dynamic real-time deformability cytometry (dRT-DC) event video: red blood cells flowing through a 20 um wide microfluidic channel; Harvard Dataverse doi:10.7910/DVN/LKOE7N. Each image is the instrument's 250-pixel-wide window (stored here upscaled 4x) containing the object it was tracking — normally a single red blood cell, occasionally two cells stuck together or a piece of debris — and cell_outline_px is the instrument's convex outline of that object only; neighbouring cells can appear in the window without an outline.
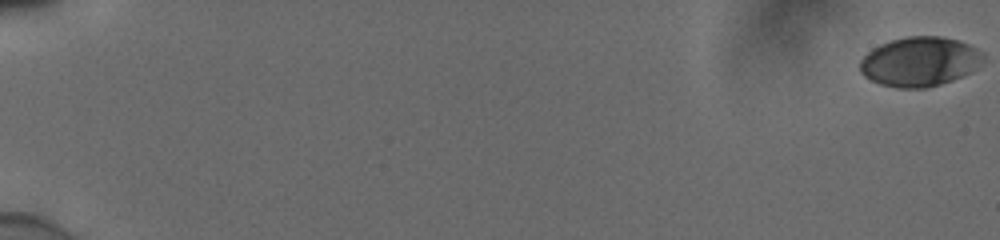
{"species": "human", "species_latin": "Homo sapiens", "temperature_condition": "cold", "stored_images_in_passage": 57, "camera_frame_rate_fps": 3000, "um_per_image_px": 0.085, "donor": {"sex": "male"}, "frame": {"image": 1, "passage_image": 1, "time_ms": 0.0, "image_size_px": [1000, 240], "cell_outline_px": [[984, 60], [972, 72], [952, 80], [928, 88], [896, 88], [880, 84], [864, 76], [860, 72], [860, 60], [872, 48], [880, 44], [892, 40], [908, 36], [944, 36], [960, 40], [984, 52]], "centroid_in_image_um": [78.2, 5.23], "position_along_channel_um": 6.8, "area_um2": 35.84}}
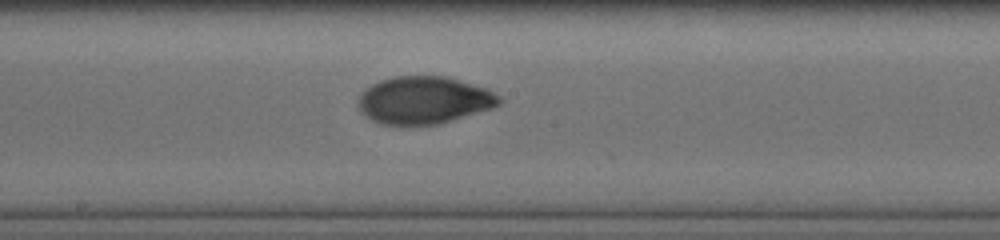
{"frame": {"image": 2, "passage_image": 34, "time_ms": 11.0, "image_size_px": [1000, 240], "cell_outline_px": [[500, 104], [488, 108], [436, 124], [380, 124], [364, 116], [360, 112], [356, 100], [364, 88], [380, 80], [396, 76], [448, 76], [484, 88], [500, 96]], "centroid_in_image_um": [35.93, 8.49], "position_along_channel_um": 212.3, "area_um2": 38.49}}
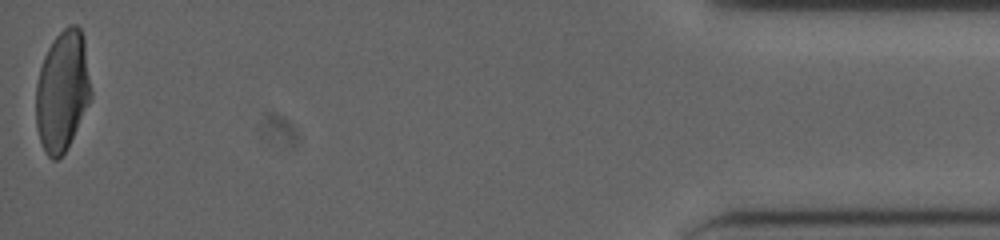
{"frame": {"image": 3, "passage_image": 57, "time_ms": 18.667, "image_size_px": [1000, 240], "cell_outline_px": [[92, 96], [64, 152], [56, 160], [52, 160], [48, 156], [40, 140], [36, 124], [36, 84], [40, 68], [44, 56], [52, 40], [68, 24], [76, 24], [80, 28], [84, 36], [92, 92]], "centroid_in_image_um": [5.3, 7.67], "position_along_channel_um": 429.9, "area_um2": 38.44}, "authors_computed_cell_mechanics": {"area_um2": 37.57, "velocity_mm_per_s": 3.8729, "shape_relaxation_time_tau1_ms": 4.1197, "shape_relaxation_time_tau2_ms": 1.6628, "deformation_change_tau1": 0.1742, "deformation_change_tau2": 0.0286}}